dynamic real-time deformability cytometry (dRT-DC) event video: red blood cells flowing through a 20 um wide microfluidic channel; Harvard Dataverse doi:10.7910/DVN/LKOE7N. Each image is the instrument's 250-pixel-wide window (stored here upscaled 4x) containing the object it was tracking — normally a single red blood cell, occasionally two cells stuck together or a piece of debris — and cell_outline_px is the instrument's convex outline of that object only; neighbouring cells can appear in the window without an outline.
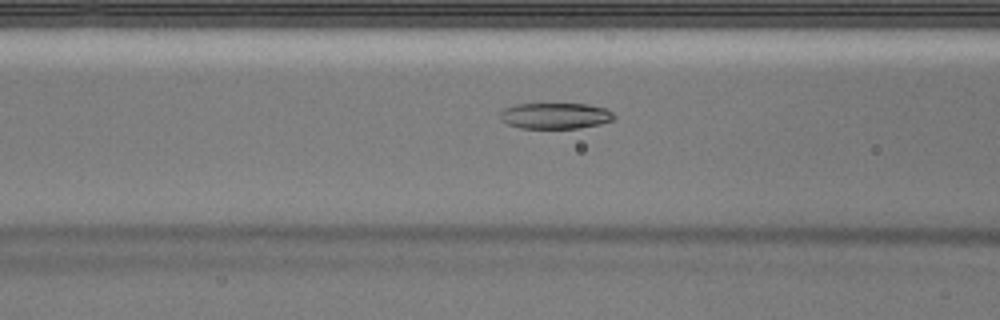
{"species": "Egyptian fruit bat (a non-hibernating species)", "species_latin": "Rousettus aegyptiacus", "temperature_condition": "warm", "stored_images_in_passage": 31, "camera_frame_rate_fps": 3000, "um_per_image_px": 0.085, "animal": {"sex": "male"}, "frame": {"image": 1, "passage_image": 10, "time_ms": 3.0, "image_size_px": [1000, 320], "cell_outline_px": [[616, 116], [612, 120], [600, 124], [580, 128], [520, 128], [508, 124], [500, 120], [500, 112], [504, 108], [516, 104], [588, 104], [604, 108], [612, 112]], "centroid_in_image_um": [47.19, 9.84], "position_along_channel_um": 119.4, "area_um2": 17.28}}
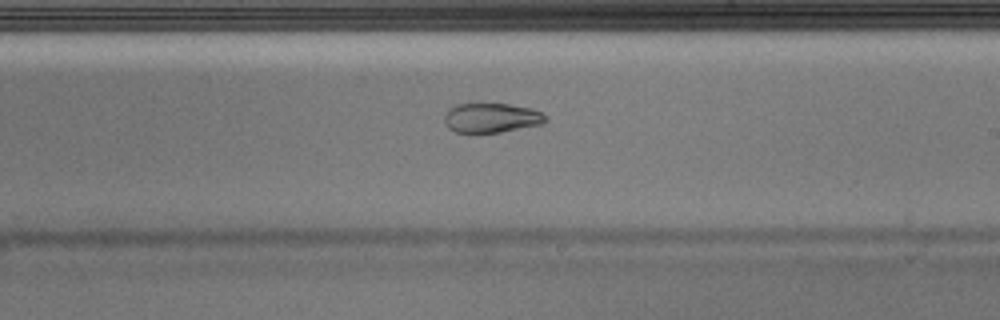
{"frame": {"image": 2, "passage_image": 18, "time_ms": 5.667, "image_size_px": [1000, 320], "cell_outline_px": [[548, 120], [544, 124], [500, 132], [456, 132], [448, 128], [444, 124], [444, 116], [448, 108], [456, 104], [508, 104], [532, 108], [540, 112]], "centroid_in_image_um": [41.75, 10.01], "position_along_channel_um": 247.2, "area_um2": 17.46}}